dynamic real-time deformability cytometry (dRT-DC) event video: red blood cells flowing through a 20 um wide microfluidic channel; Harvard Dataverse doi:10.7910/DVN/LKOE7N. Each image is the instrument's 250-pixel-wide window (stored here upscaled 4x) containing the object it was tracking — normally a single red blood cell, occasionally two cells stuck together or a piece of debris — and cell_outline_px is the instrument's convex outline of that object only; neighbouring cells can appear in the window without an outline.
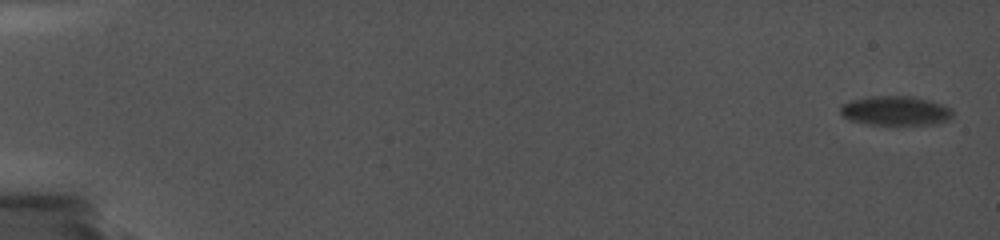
{"species": "common noctule bat (a hibernating species)", "species_latin": "Nyctalus noctula", "temperature_condition": "cold", "stored_images_in_passage": 13, "camera_frame_rate_fps": 5000, "um_per_image_px": 0.085, "animal": {"sex": "female", "body_mass_g": 19.0, "forearm_length_mm": 56.7}, "frame": {"image": 1, "passage_image": 1, "time_ms": 0.0, "image_size_px": [1000, 240], "cell_outline_px": [[952, 116], [948, 120], [936, 124], [868, 124], [848, 120], [840, 112], [840, 104], [852, 100], [872, 96], [912, 96], [932, 100], [952, 108]], "centroid_in_image_um": [76.13, 9.4], "position_along_channel_um": 8.9, "area_um2": 19.31}}